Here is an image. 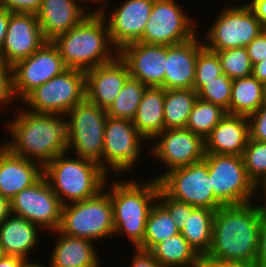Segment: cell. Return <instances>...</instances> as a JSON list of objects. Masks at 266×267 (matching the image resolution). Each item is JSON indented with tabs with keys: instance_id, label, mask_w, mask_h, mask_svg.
Returning a JSON list of instances; mask_svg holds the SVG:
<instances>
[{
	"instance_id": "603a6c76",
	"label": "cell",
	"mask_w": 266,
	"mask_h": 267,
	"mask_svg": "<svg viewBox=\"0 0 266 267\" xmlns=\"http://www.w3.org/2000/svg\"><path fill=\"white\" fill-rule=\"evenodd\" d=\"M80 3L79 0H42L36 15L48 41L79 25L92 12Z\"/></svg>"
},
{
	"instance_id": "4dcf8cb0",
	"label": "cell",
	"mask_w": 266,
	"mask_h": 267,
	"mask_svg": "<svg viewBox=\"0 0 266 267\" xmlns=\"http://www.w3.org/2000/svg\"><path fill=\"white\" fill-rule=\"evenodd\" d=\"M197 99L194 89H165V129L185 128Z\"/></svg>"
},
{
	"instance_id": "c3c4849f",
	"label": "cell",
	"mask_w": 266,
	"mask_h": 267,
	"mask_svg": "<svg viewBox=\"0 0 266 267\" xmlns=\"http://www.w3.org/2000/svg\"><path fill=\"white\" fill-rule=\"evenodd\" d=\"M10 11L0 5V55H1V48L6 37V32L8 28L9 18H10Z\"/></svg>"
},
{
	"instance_id": "ffe728a7",
	"label": "cell",
	"mask_w": 266,
	"mask_h": 267,
	"mask_svg": "<svg viewBox=\"0 0 266 267\" xmlns=\"http://www.w3.org/2000/svg\"><path fill=\"white\" fill-rule=\"evenodd\" d=\"M129 77L128 67L119 55L108 63L87 70L86 99L107 110Z\"/></svg>"
},
{
	"instance_id": "7402d4cb",
	"label": "cell",
	"mask_w": 266,
	"mask_h": 267,
	"mask_svg": "<svg viewBox=\"0 0 266 267\" xmlns=\"http://www.w3.org/2000/svg\"><path fill=\"white\" fill-rule=\"evenodd\" d=\"M43 176V166L35 161L12 154L0 145V194L12 200L23 189Z\"/></svg>"
},
{
	"instance_id": "d590c367",
	"label": "cell",
	"mask_w": 266,
	"mask_h": 267,
	"mask_svg": "<svg viewBox=\"0 0 266 267\" xmlns=\"http://www.w3.org/2000/svg\"><path fill=\"white\" fill-rule=\"evenodd\" d=\"M219 55L222 71L230 79L252 75V64L246 47L215 51Z\"/></svg>"
},
{
	"instance_id": "83f0119b",
	"label": "cell",
	"mask_w": 266,
	"mask_h": 267,
	"mask_svg": "<svg viewBox=\"0 0 266 267\" xmlns=\"http://www.w3.org/2000/svg\"><path fill=\"white\" fill-rule=\"evenodd\" d=\"M266 102L265 85L253 75L232 80L229 114L249 116Z\"/></svg>"
},
{
	"instance_id": "8992f818",
	"label": "cell",
	"mask_w": 266,
	"mask_h": 267,
	"mask_svg": "<svg viewBox=\"0 0 266 267\" xmlns=\"http://www.w3.org/2000/svg\"><path fill=\"white\" fill-rule=\"evenodd\" d=\"M83 201L64 204L59 231L93 242L114 233L113 205L108 190Z\"/></svg>"
},
{
	"instance_id": "d6986e66",
	"label": "cell",
	"mask_w": 266,
	"mask_h": 267,
	"mask_svg": "<svg viewBox=\"0 0 266 267\" xmlns=\"http://www.w3.org/2000/svg\"><path fill=\"white\" fill-rule=\"evenodd\" d=\"M126 63L130 77L147 87H162L165 76L167 46L132 42L118 51Z\"/></svg>"
},
{
	"instance_id": "ba28073f",
	"label": "cell",
	"mask_w": 266,
	"mask_h": 267,
	"mask_svg": "<svg viewBox=\"0 0 266 267\" xmlns=\"http://www.w3.org/2000/svg\"><path fill=\"white\" fill-rule=\"evenodd\" d=\"M214 197L223 205H240L255 200L261 192L247 175L239 155L205 153Z\"/></svg>"
},
{
	"instance_id": "f546056e",
	"label": "cell",
	"mask_w": 266,
	"mask_h": 267,
	"mask_svg": "<svg viewBox=\"0 0 266 267\" xmlns=\"http://www.w3.org/2000/svg\"><path fill=\"white\" fill-rule=\"evenodd\" d=\"M214 216L215 210L196 207L188 214L186 224L180 231L202 259L209 252L211 245Z\"/></svg>"
},
{
	"instance_id": "4fadbf2b",
	"label": "cell",
	"mask_w": 266,
	"mask_h": 267,
	"mask_svg": "<svg viewBox=\"0 0 266 267\" xmlns=\"http://www.w3.org/2000/svg\"><path fill=\"white\" fill-rule=\"evenodd\" d=\"M103 141L102 169L107 175L111 171L121 175L137 168L134 166L139 164L143 155L142 142L147 139L140 135L132 120L107 116Z\"/></svg>"
},
{
	"instance_id": "2e32d148",
	"label": "cell",
	"mask_w": 266,
	"mask_h": 267,
	"mask_svg": "<svg viewBox=\"0 0 266 267\" xmlns=\"http://www.w3.org/2000/svg\"><path fill=\"white\" fill-rule=\"evenodd\" d=\"M152 141L155 144L150 153L164 164L166 173L199 162L205 156L204 139L186 128L164 129Z\"/></svg>"
},
{
	"instance_id": "7dc6e473",
	"label": "cell",
	"mask_w": 266,
	"mask_h": 267,
	"mask_svg": "<svg viewBox=\"0 0 266 267\" xmlns=\"http://www.w3.org/2000/svg\"><path fill=\"white\" fill-rule=\"evenodd\" d=\"M251 1V2H250ZM247 3L261 24L266 27V0H250Z\"/></svg>"
},
{
	"instance_id": "60d3db41",
	"label": "cell",
	"mask_w": 266,
	"mask_h": 267,
	"mask_svg": "<svg viewBox=\"0 0 266 267\" xmlns=\"http://www.w3.org/2000/svg\"><path fill=\"white\" fill-rule=\"evenodd\" d=\"M250 138L266 142V102L248 116Z\"/></svg>"
},
{
	"instance_id": "b9f144b4",
	"label": "cell",
	"mask_w": 266,
	"mask_h": 267,
	"mask_svg": "<svg viewBox=\"0 0 266 267\" xmlns=\"http://www.w3.org/2000/svg\"><path fill=\"white\" fill-rule=\"evenodd\" d=\"M259 202V242L256 260L262 267H266V202Z\"/></svg>"
},
{
	"instance_id": "f35d334b",
	"label": "cell",
	"mask_w": 266,
	"mask_h": 267,
	"mask_svg": "<svg viewBox=\"0 0 266 267\" xmlns=\"http://www.w3.org/2000/svg\"><path fill=\"white\" fill-rule=\"evenodd\" d=\"M157 200L168 210L172 220L177 224L179 231L184 228L188 214H191L196 208L170 197L161 187L159 188Z\"/></svg>"
},
{
	"instance_id": "52a82bcc",
	"label": "cell",
	"mask_w": 266,
	"mask_h": 267,
	"mask_svg": "<svg viewBox=\"0 0 266 267\" xmlns=\"http://www.w3.org/2000/svg\"><path fill=\"white\" fill-rule=\"evenodd\" d=\"M65 117L68 129L67 152L74 150L75 156L96 162L102 168L106 110L85 98Z\"/></svg>"
},
{
	"instance_id": "836d02e7",
	"label": "cell",
	"mask_w": 266,
	"mask_h": 267,
	"mask_svg": "<svg viewBox=\"0 0 266 267\" xmlns=\"http://www.w3.org/2000/svg\"><path fill=\"white\" fill-rule=\"evenodd\" d=\"M226 114L220 106L198 98L185 128L205 139Z\"/></svg>"
},
{
	"instance_id": "e0dca14e",
	"label": "cell",
	"mask_w": 266,
	"mask_h": 267,
	"mask_svg": "<svg viewBox=\"0 0 266 267\" xmlns=\"http://www.w3.org/2000/svg\"><path fill=\"white\" fill-rule=\"evenodd\" d=\"M153 5L154 0H125L110 14L106 6L99 11L107 21L111 43L118 51L142 38Z\"/></svg>"
},
{
	"instance_id": "bcb514c9",
	"label": "cell",
	"mask_w": 266,
	"mask_h": 267,
	"mask_svg": "<svg viewBox=\"0 0 266 267\" xmlns=\"http://www.w3.org/2000/svg\"><path fill=\"white\" fill-rule=\"evenodd\" d=\"M203 267H262L257 261H203Z\"/></svg>"
},
{
	"instance_id": "8fae6325",
	"label": "cell",
	"mask_w": 266,
	"mask_h": 267,
	"mask_svg": "<svg viewBox=\"0 0 266 267\" xmlns=\"http://www.w3.org/2000/svg\"><path fill=\"white\" fill-rule=\"evenodd\" d=\"M154 179L170 197L191 206L215 211L223 206L212 193L208 164L204 159L164 172Z\"/></svg>"
},
{
	"instance_id": "7a4b0ae2",
	"label": "cell",
	"mask_w": 266,
	"mask_h": 267,
	"mask_svg": "<svg viewBox=\"0 0 266 267\" xmlns=\"http://www.w3.org/2000/svg\"><path fill=\"white\" fill-rule=\"evenodd\" d=\"M222 206L215 211L212 240L203 261H255L259 242V203Z\"/></svg>"
},
{
	"instance_id": "7bdbcfd3",
	"label": "cell",
	"mask_w": 266,
	"mask_h": 267,
	"mask_svg": "<svg viewBox=\"0 0 266 267\" xmlns=\"http://www.w3.org/2000/svg\"><path fill=\"white\" fill-rule=\"evenodd\" d=\"M42 0H0V5L10 12L37 14Z\"/></svg>"
},
{
	"instance_id": "ab89813d",
	"label": "cell",
	"mask_w": 266,
	"mask_h": 267,
	"mask_svg": "<svg viewBox=\"0 0 266 267\" xmlns=\"http://www.w3.org/2000/svg\"><path fill=\"white\" fill-rule=\"evenodd\" d=\"M15 100L12 67L0 61V110L13 105Z\"/></svg>"
},
{
	"instance_id": "277c9868",
	"label": "cell",
	"mask_w": 266,
	"mask_h": 267,
	"mask_svg": "<svg viewBox=\"0 0 266 267\" xmlns=\"http://www.w3.org/2000/svg\"><path fill=\"white\" fill-rule=\"evenodd\" d=\"M108 192L113 205L114 235H125L134 249L144 240L148 214L157 200L159 181L113 180ZM141 181H143L141 183Z\"/></svg>"
},
{
	"instance_id": "9a60e30c",
	"label": "cell",
	"mask_w": 266,
	"mask_h": 267,
	"mask_svg": "<svg viewBox=\"0 0 266 267\" xmlns=\"http://www.w3.org/2000/svg\"><path fill=\"white\" fill-rule=\"evenodd\" d=\"M68 68L52 41L46 42L32 55L12 66L13 91L20 102L36 87L43 85Z\"/></svg>"
},
{
	"instance_id": "3957f363",
	"label": "cell",
	"mask_w": 266,
	"mask_h": 267,
	"mask_svg": "<svg viewBox=\"0 0 266 267\" xmlns=\"http://www.w3.org/2000/svg\"><path fill=\"white\" fill-rule=\"evenodd\" d=\"M52 43L67 68L85 72L118 55L109 37L107 21L100 12H90L79 25L57 35Z\"/></svg>"
},
{
	"instance_id": "74e56055",
	"label": "cell",
	"mask_w": 266,
	"mask_h": 267,
	"mask_svg": "<svg viewBox=\"0 0 266 267\" xmlns=\"http://www.w3.org/2000/svg\"><path fill=\"white\" fill-rule=\"evenodd\" d=\"M232 79L222 74L211 82H206L198 91V98L220 106L229 114Z\"/></svg>"
},
{
	"instance_id": "ac0fdd59",
	"label": "cell",
	"mask_w": 266,
	"mask_h": 267,
	"mask_svg": "<svg viewBox=\"0 0 266 267\" xmlns=\"http://www.w3.org/2000/svg\"><path fill=\"white\" fill-rule=\"evenodd\" d=\"M46 42L36 14L11 12L0 61L12 67Z\"/></svg>"
},
{
	"instance_id": "d4e9b609",
	"label": "cell",
	"mask_w": 266,
	"mask_h": 267,
	"mask_svg": "<svg viewBox=\"0 0 266 267\" xmlns=\"http://www.w3.org/2000/svg\"><path fill=\"white\" fill-rule=\"evenodd\" d=\"M49 233L58 237L51 251L49 267H102L92 240L67 236L59 230Z\"/></svg>"
},
{
	"instance_id": "f5cc1de1",
	"label": "cell",
	"mask_w": 266,
	"mask_h": 267,
	"mask_svg": "<svg viewBox=\"0 0 266 267\" xmlns=\"http://www.w3.org/2000/svg\"><path fill=\"white\" fill-rule=\"evenodd\" d=\"M83 5L85 4H90V3H96L97 5L99 4L98 8L97 9H94V12H99L103 7L104 5L102 4H105L107 3V1L109 0H79ZM104 2V3H103ZM85 3V4H84ZM102 3V4H101ZM101 4V5H100ZM102 6V7H101Z\"/></svg>"
},
{
	"instance_id": "9c48e42d",
	"label": "cell",
	"mask_w": 266,
	"mask_h": 267,
	"mask_svg": "<svg viewBox=\"0 0 266 267\" xmlns=\"http://www.w3.org/2000/svg\"><path fill=\"white\" fill-rule=\"evenodd\" d=\"M86 98L85 71L67 69L43 85L36 87L20 104L37 113L65 116L75 105Z\"/></svg>"
},
{
	"instance_id": "e575fe53",
	"label": "cell",
	"mask_w": 266,
	"mask_h": 267,
	"mask_svg": "<svg viewBox=\"0 0 266 267\" xmlns=\"http://www.w3.org/2000/svg\"><path fill=\"white\" fill-rule=\"evenodd\" d=\"M242 157L247 175L260 188L266 181V142L249 138Z\"/></svg>"
},
{
	"instance_id": "f6af8a7d",
	"label": "cell",
	"mask_w": 266,
	"mask_h": 267,
	"mask_svg": "<svg viewBox=\"0 0 266 267\" xmlns=\"http://www.w3.org/2000/svg\"><path fill=\"white\" fill-rule=\"evenodd\" d=\"M130 267H162L149 251L135 248Z\"/></svg>"
},
{
	"instance_id": "5bb4252c",
	"label": "cell",
	"mask_w": 266,
	"mask_h": 267,
	"mask_svg": "<svg viewBox=\"0 0 266 267\" xmlns=\"http://www.w3.org/2000/svg\"><path fill=\"white\" fill-rule=\"evenodd\" d=\"M10 204L11 214L39 226L40 231L59 229L63 204L44 175L35 184L16 194Z\"/></svg>"
},
{
	"instance_id": "8d00e7d4",
	"label": "cell",
	"mask_w": 266,
	"mask_h": 267,
	"mask_svg": "<svg viewBox=\"0 0 266 267\" xmlns=\"http://www.w3.org/2000/svg\"><path fill=\"white\" fill-rule=\"evenodd\" d=\"M223 74L219 55L203 46L197 55L193 89L197 92L206 82H211Z\"/></svg>"
},
{
	"instance_id": "816d5d0a",
	"label": "cell",
	"mask_w": 266,
	"mask_h": 267,
	"mask_svg": "<svg viewBox=\"0 0 266 267\" xmlns=\"http://www.w3.org/2000/svg\"><path fill=\"white\" fill-rule=\"evenodd\" d=\"M11 214V204L8 198L0 194V224Z\"/></svg>"
},
{
	"instance_id": "30bf717a",
	"label": "cell",
	"mask_w": 266,
	"mask_h": 267,
	"mask_svg": "<svg viewBox=\"0 0 266 267\" xmlns=\"http://www.w3.org/2000/svg\"><path fill=\"white\" fill-rule=\"evenodd\" d=\"M243 4L227 5L221 9L202 39L206 48L223 51L246 47L265 29L247 2Z\"/></svg>"
},
{
	"instance_id": "f907efd6",
	"label": "cell",
	"mask_w": 266,
	"mask_h": 267,
	"mask_svg": "<svg viewBox=\"0 0 266 267\" xmlns=\"http://www.w3.org/2000/svg\"><path fill=\"white\" fill-rule=\"evenodd\" d=\"M252 75L266 86V59L253 65Z\"/></svg>"
},
{
	"instance_id": "db71d44e",
	"label": "cell",
	"mask_w": 266,
	"mask_h": 267,
	"mask_svg": "<svg viewBox=\"0 0 266 267\" xmlns=\"http://www.w3.org/2000/svg\"><path fill=\"white\" fill-rule=\"evenodd\" d=\"M22 267H47V266L46 265L44 266L43 263L40 264V262L39 263H36L34 261L29 262L28 260Z\"/></svg>"
},
{
	"instance_id": "ee69618b",
	"label": "cell",
	"mask_w": 266,
	"mask_h": 267,
	"mask_svg": "<svg viewBox=\"0 0 266 267\" xmlns=\"http://www.w3.org/2000/svg\"><path fill=\"white\" fill-rule=\"evenodd\" d=\"M252 66L266 59V29L246 46Z\"/></svg>"
},
{
	"instance_id": "11a10c76",
	"label": "cell",
	"mask_w": 266,
	"mask_h": 267,
	"mask_svg": "<svg viewBox=\"0 0 266 267\" xmlns=\"http://www.w3.org/2000/svg\"><path fill=\"white\" fill-rule=\"evenodd\" d=\"M262 191V195H264V202H266V181L264 182V184L260 187L259 191Z\"/></svg>"
},
{
	"instance_id": "cb8c5ba5",
	"label": "cell",
	"mask_w": 266,
	"mask_h": 267,
	"mask_svg": "<svg viewBox=\"0 0 266 267\" xmlns=\"http://www.w3.org/2000/svg\"><path fill=\"white\" fill-rule=\"evenodd\" d=\"M249 138L248 117L227 113L204 139L205 153L242 156Z\"/></svg>"
},
{
	"instance_id": "44dd1931",
	"label": "cell",
	"mask_w": 266,
	"mask_h": 267,
	"mask_svg": "<svg viewBox=\"0 0 266 267\" xmlns=\"http://www.w3.org/2000/svg\"><path fill=\"white\" fill-rule=\"evenodd\" d=\"M199 36L197 34L186 42L167 46L164 89H193L197 55L204 46Z\"/></svg>"
},
{
	"instance_id": "7c38bea8",
	"label": "cell",
	"mask_w": 266,
	"mask_h": 267,
	"mask_svg": "<svg viewBox=\"0 0 266 267\" xmlns=\"http://www.w3.org/2000/svg\"><path fill=\"white\" fill-rule=\"evenodd\" d=\"M176 0H154V5L139 42L176 45L194 38L198 21L185 12ZM196 23V24H195Z\"/></svg>"
},
{
	"instance_id": "9f6ffc18",
	"label": "cell",
	"mask_w": 266,
	"mask_h": 267,
	"mask_svg": "<svg viewBox=\"0 0 266 267\" xmlns=\"http://www.w3.org/2000/svg\"><path fill=\"white\" fill-rule=\"evenodd\" d=\"M5 256V253L0 245V260Z\"/></svg>"
},
{
	"instance_id": "484cf974",
	"label": "cell",
	"mask_w": 266,
	"mask_h": 267,
	"mask_svg": "<svg viewBox=\"0 0 266 267\" xmlns=\"http://www.w3.org/2000/svg\"><path fill=\"white\" fill-rule=\"evenodd\" d=\"M40 227L23 217L10 214L0 224V245L5 255L19 256L29 260L31 252L38 247ZM37 246V247H36Z\"/></svg>"
},
{
	"instance_id": "f1b7e54d",
	"label": "cell",
	"mask_w": 266,
	"mask_h": 267,
	"mask_svg": "<svg viewBox=\"0 0 266 267\" xmlns=\"http://www.w3.org/2000/svg\"><path fill=\"white\" fill-rule=\"evenodd\" d=\"M149 252L162 267H203V259L181 233L159 242Z\"/></svg>"
},
{
	"instance_id": "5b68a950",
	"label": "cell",
	"mask_w": 266,
	"mask_h": 267,
	"mask_svg": "<svg viewBox=\"0 0 266 267\" xmlns=\"http://www.w3.org/2000/svg\"><path fill=\"white\" fill-rule=\"evenodd\" d=\"M68 154H59L43 167V175L63 205L90 199L109 184L98 163Z\"/></svg>"
},
{
	"instance_id": "4316f807",
	"label": "cell",
	"mask_w": 266,
	"mask_h": 267,
	"mask_svg": "<svg viewBox=\"0 0 266 267\" xmlns=\"http://www.w3.org/2000/svg\"><path fill=\"white\" fill-rule=\"evenodd\" d=\"M165 89L147 87L138 105L133 124L141 136L153 140L165 129L164 122Z\"/></svg>"
},
{
	"instance_id": "1f68e13d",
	"label": "cell",
	"mask_w": 266,
	"mask_h": 267,
	"mask_svg": "<svg viewBox=\"0 0 266 267\" xmlns=\"http://www.w3.org/2000/svg\"><path fill=\"white\" fill-rule=\"evenodd\" d=\"M179 233L168 210L156 200L147 217L144 240L137 248L150 251L159 242Z\"/></svg>"
},
{
	"instance_id": "d6a6232c",
	"label": "cell",
	"mask_w": 266,
	"mask_h": 267,
	"mask_svg": "<svg viewBox=\"0 0 266 267\" xmlns=\"http://www.w3.org/2000/svg\"><path fill=\"white\" fill-rule=\"evenodd\" d=\"M147 86L131 77L125 82L114 102L106 110L107 116L133 120Z\"/></svg>"
},
{
	"instance_id": "681fc988",
	"label": "cell",
	"mask_w": 266,
	"mask_h": 267,
	"mask_svg": "<svg viewBox=\"0 0 266 267\" xmlns=\"http://www.w3.org/2000/svg\"><path fill=\"white\" fill-rule=\"evenodd\" d=\"M27 261L19 256L5 255L0 260V267H22Z\"/></svg>"
},
{
	"instance_id": "6da1fadb",
	"label": "cell",
	"mask_w": 266,
	"mask_h": 267,
	"mask_svg": "<svg viewBox=\"0 0 266 267\" xmlns=\"http://www.w3.org/2000/svg\"><path fill=\"white\" fill-rule=\"evenodd\" d=\"M23 109V110H22ZM14 119L6 121L11 135L3 145L14 155L41 164L43 167L59 154L67 152L66 117L60 114L32 112L19 108Z\"/></svg>"
}]
</instances>
